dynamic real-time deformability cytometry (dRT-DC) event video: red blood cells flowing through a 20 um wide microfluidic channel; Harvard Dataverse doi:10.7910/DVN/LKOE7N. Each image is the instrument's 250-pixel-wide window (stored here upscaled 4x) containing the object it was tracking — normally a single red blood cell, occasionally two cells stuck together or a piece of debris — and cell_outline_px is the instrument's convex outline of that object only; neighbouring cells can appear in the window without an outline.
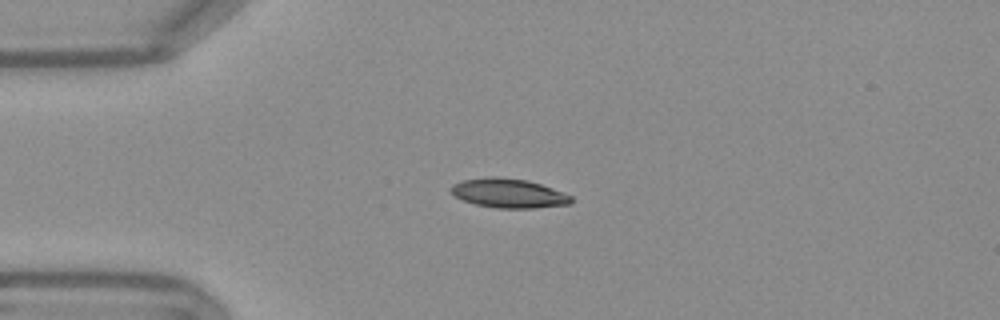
{"species": "Egyptian fruit bat (a non-hibernating species)", "species_latin": "Rousettus aegyptiacus", "temperature_condition": "warm", "stored_images_in_passage": 41, "camera_frame_rate_fps": 3000, "um_per_image_px": 0.085, "frame": {"image": 1, "passage_image": 1, "time_ms": 0.0, "image_size_px": [1000, 320], "cell_outline_px": [[572, 204], [536, 208], [496, 208], [476, 204], [464, 200], [456, 196], [452, 192], [452, 184], [464, 180], [492, 176], [528, 180], [552, 188], [572, 196]], "centroid_in_image_um": [43.28, 16.43], "position_along_channel_um": 41.7, "area_um2": 20.29}}
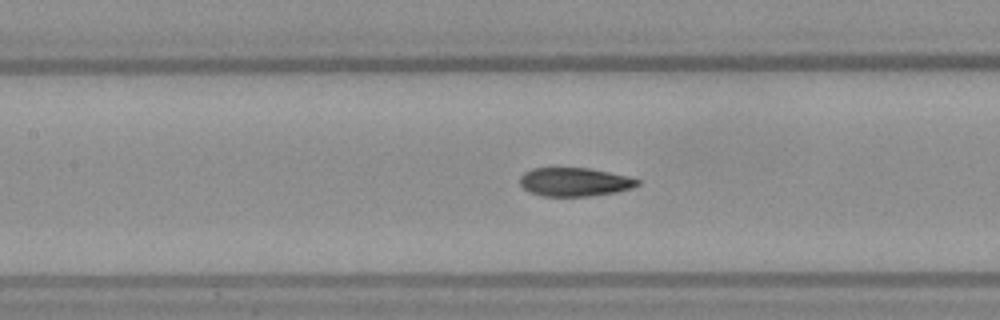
{"frame": {"image": 2, "passage_image": 12, "time_ms": 3.667, "image_size_px": [1000, 320], "cell_outline_px": [[640, 184], [632, 188], [616, 192], [592, 196], [544, 196], [532, 192], [524, 188], [520, 184], [520, 176], [524, 172], [532, 168], [588, 168], [628, 176], [640, 180]], "centroid_in_image_um": [48.86, 15.46], "position_along_channel_um": 158.5, "area_um2": 19.54}}
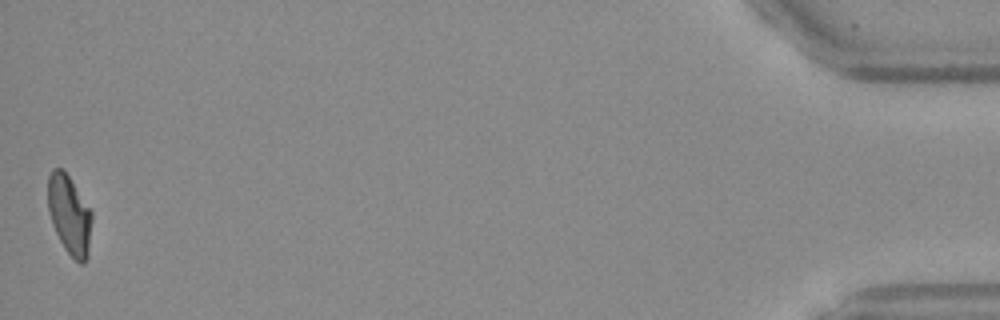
{"frame": {"image": 3, "passage_image": 41, "time_ms": 13.333, "image_size_px": [1000, 320], "cell_outline_px": [[92, 220], [88, 256], [84, 264], [80, 264], [64, 248], [52, 224], [48, 212], [48, 176], [52, 168], [64, 168], [92, 212]], "centroid_in_image_um": [5.9, 18.24], "position_along_channel_um": 429.3, "area_um2": 20.4}, "authors_computed_cell_mechanics": {"area_um2": 20.5768, "velocity_mm_per_s": 3.8026, "shape_relaxation_time_tau1_ms": 6.4526, "shape_relaxation_time_tau2_ms": 1.0017, "deformation_change_tau1": 0.2101, "deformation_change_tau2": 0.0655}}